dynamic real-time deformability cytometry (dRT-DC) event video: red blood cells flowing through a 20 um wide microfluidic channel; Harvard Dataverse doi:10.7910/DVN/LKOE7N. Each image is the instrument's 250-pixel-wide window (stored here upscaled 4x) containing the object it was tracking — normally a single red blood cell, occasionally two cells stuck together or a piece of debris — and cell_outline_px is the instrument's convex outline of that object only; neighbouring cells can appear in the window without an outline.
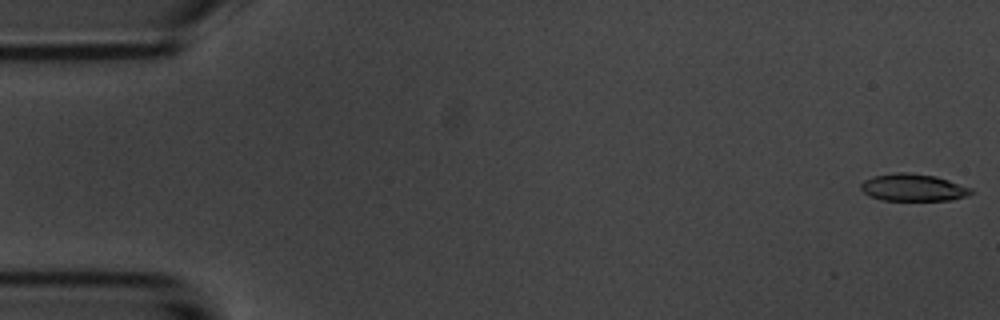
{"species": "common noctule bat (a hibernating species)", "species_latin": "Nyctalus noctula", "temperature_condition": "room temperature", "stored_images_in_passage": 12, "camera_frame_rate_fps": 3000, "um_per_image_px": 0.085, "animal": {"sex": "male", "body_mass_g": 20.1, "forearm_length_mm": 53.5}, "frame": {"image": 1, "passage_image": 1, "time_ms": 0.0, "image_size_px": [1000, 320], "cell_outline_px": [[976, 192], [968, 196], [952, 200], [884, 200], [868, 196], [860, 188], [860, 184], [864, 180], [872, 176], [896, 172], [908, 172], [936, 176], [972, 188]], "centroid_in_image_um": [77.63, 15.94], "position_along_channel_um": 7.4, "area_um2": 17.69}}